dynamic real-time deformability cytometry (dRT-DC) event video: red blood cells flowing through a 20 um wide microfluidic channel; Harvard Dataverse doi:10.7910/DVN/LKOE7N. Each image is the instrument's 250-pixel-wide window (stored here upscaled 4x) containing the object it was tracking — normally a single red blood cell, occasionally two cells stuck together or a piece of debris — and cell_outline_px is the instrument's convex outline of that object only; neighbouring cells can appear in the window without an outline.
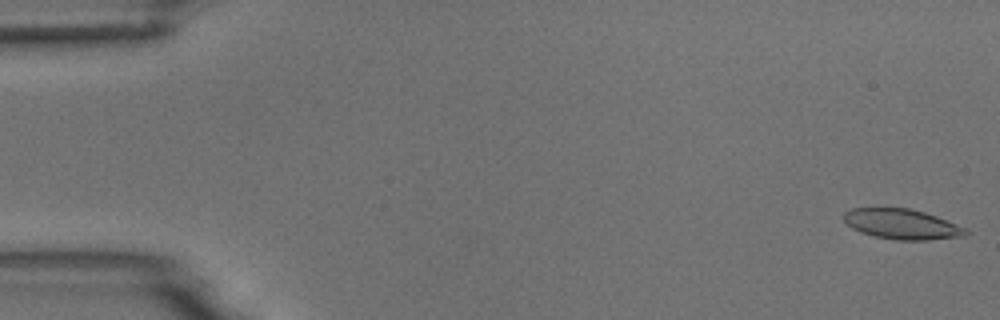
{"species": "common noctule bat (a hibernating species)", "species_latin": "Nyctalus noctula", "temperature_condition": "room temperature", "stored_images_in_passage": 6, "camera_frame_rate_fps": 3000, "um_per_image_px": 0.085, "animal": {"sex": "male", "body_mass_g": 18.8}, "frame": {"image": 1, "passage_image": 1, "time_ms": 0.0, "image_size_px": [1000, 320], "cell_outline_px": [[972, 232], [964, 236], [928, 240], [896, 240], [876, 236], [860, 232], [852, 228], [844, 220], [844, 212], [852, 208], [908, 208], [924, 212], [936, 216], [968, 228]], "centroid_in_image_um": [76.71, 19.06], "position_along_channel_um": 8.3, "area_um2": 21.5}}
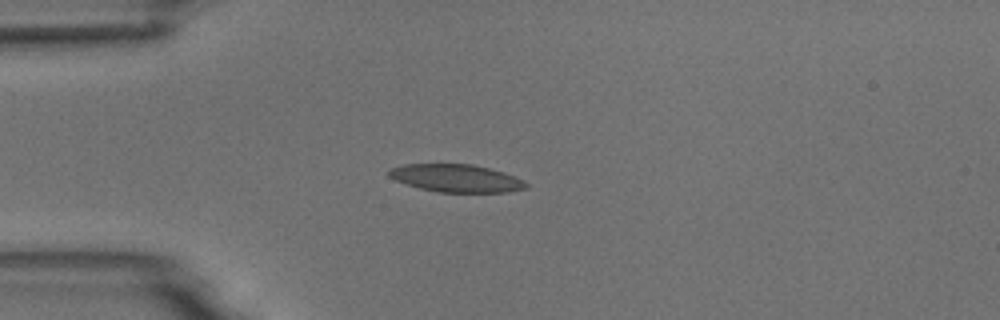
{"frame": {"image": 2, "passage_image": 5, "time_ms": 4.333, "image_size_px": [1000, 320], "cell_outline_px": [[528, 188], [508, 192], [436, 192], [420, 188], [396, 180], [388, 176], [388, 172], [392, 168], [404, 164], [472, 164], [504, 172], [524, 180], [528, 184]], "centroid_in_image_um": [38.82, 15.15], "position_along_channel_um": 46.2, "area_um2": 22.08}}